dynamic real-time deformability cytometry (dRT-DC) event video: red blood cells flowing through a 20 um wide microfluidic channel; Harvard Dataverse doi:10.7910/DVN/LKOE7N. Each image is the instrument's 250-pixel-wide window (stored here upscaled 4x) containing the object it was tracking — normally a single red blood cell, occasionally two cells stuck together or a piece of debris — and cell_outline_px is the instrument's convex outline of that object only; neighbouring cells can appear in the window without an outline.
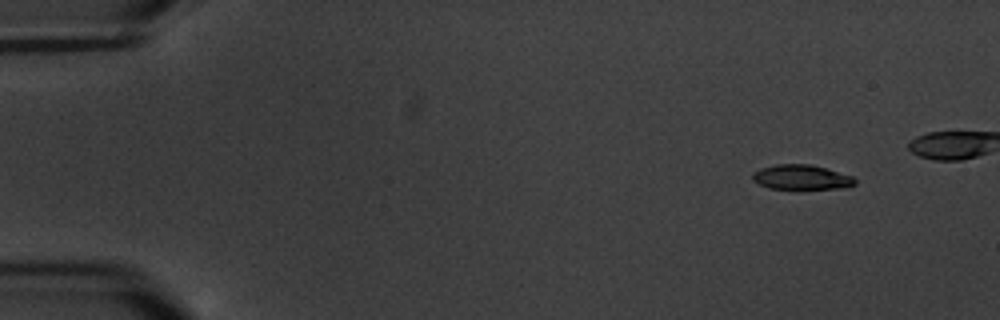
{"species": "common noctule bat (a hibernating species)", "species_latin": "Nyctalus noctula", "temperature_condition": "warm", "stored_images_in_passage": 6, "camera_frame_rate_fps": 3000, "um_per_image_px": 0.085, "animal": {"sex": "male", "body_mass_g": 20.1, "forearm_length_mm": 53.5}, "frame": {"image": 1, "passage_image": 1, "time_ms": 0.0, "image_size_px": [1000, 320], "cell_outline_px": [[856, 184], [848, 188], [800, 192], [768, 188], [752, 180], [752, 172], [760, 168], [776, 164], [812, 164], [852, 176], [856, 180]], "centroid_in_image_um": [68.14, 15.13], "position_along_channel_um": 16.9, "area_um2": 15.9}}